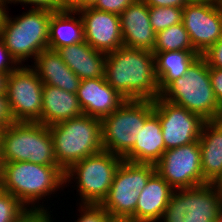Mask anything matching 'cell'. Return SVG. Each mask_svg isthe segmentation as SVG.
<instances>
[{
  "instance_id": "obj_24",
  "label": "cell",
  "mask_w": 222,
  "mask_h": 222,
  "mask_svg": "<svg viewBox=\"0 0 222 222\" xmlns=\"http://www.w3.org/2000/svg\"><path fill=\"white\" fill-rule=\"evenodd\" d=\"M83 41H85L84 26L79 12L66 8L52 11L49 24L48 48L57 50Z\"/></svg>"
},
{
  "instance_id": "obj_15",
  "label": "cell",
  "mask_w": 222,
  "mask_h": 222,
  "mask_svg": "<svg viewBox=\"0 0 222 222\" xmlns=\"http://www.w3.org/2000/svg\"><path fill=\"white\" fill-rule=\"evenodd\" d=\"M78 12L83 21L85 41L93 49L110 53L123 47L119 15L94 8Z\"/></svg>"
},
{
  "instance_id": "obj_4",
  "label": "cell",
  "mask_w": 222,
  "mask_h": 222,
  "mask_svg": "<svg viewBox=\"0 0 222 222\" xmlns=\"http://www.w3.org/2000/svg\"><path fill=\"white\" fill-rule=\"evenodd\" d=\"M161 97L199 115L205 121L221 119L219 103L211 85L209 66L202 56L192 63L182 77L173 81L161 93Z\"/></svg>"
},
{
  "instance_id": "obj_13",
  "label": "cell",
  "mask_w": 222,
  "mask_h": 222,
  "mask_svg": "<svg viewBox=\"0 0 222 222\" xmlns=\"http://www.w3.org/2000/svg\"><path fill=\"white\" fill-rule=\"evenodd\" d=\"M182 23L200 56L222 38V11L217 0H191L183 7Z\"/></svg>"
},
{
  "instance_id": "obj_27",
  "label": "cell",
  "mask_w": 222,
  "mask_h": 222,
  "mask_svg": "<svg viewBox=\"0 0 222 222\" xmlns=\"http://www.w3.org/2000/svg\"><path fill=\"white\" fill-rule=\"evenodd\" d=\"M183 8L149 7V19L155 33L182 22Z\"/></svg>"
},
{
  "instance_id": "obj_1",
  "label": "cell",
  "mask_w": 222,
  "mask_h": 222,
  "mask_svg": "<svg viewBox=\"0 0 222 222\" xmlns=\"http://www.w3.org/2000/svg\"><path fill=\"white\" fill-rule=\"evenodd\" d=\"M104 77L126 100H155L161 96L151 51L120 47L106 53Z\"/></svg>"
},
{
  "instance_id": "obj_43",
  "label": "cell",
  "mask_w": 222,
  "mask_h": 222,
  "mask_svg": "<svg viewBox=\"0 0 222 222\" xmlns=\"http://www.w3.org/2000/svg\"><path fill=\"white\" fill-rule=\"evenodd\" d=\"M2 175L1 146H0V178Z\"/></svg>"
},
{
  "instance_id": "obj_17",
  "label": "cell",
  "mask_w": 222,
  "mask_h": 222,
  "mask_svg": "<svg viewBox=\"0 0 222 222\" xmlns=\"http://www.w3.org/2000/svg\"><path fill=\"white\" fill-rule=\"evenodd\" d=\"M123 47L153 51L156 33L149 19V6L142 0L129 5L120 15Z\"/></svg>"
},
{
  "instance_id": "obj_11",
  "label": "cell",
  "mask_w": 222,
  "mask_h": 222,
  "mask_svg": "<svg viewBox=\"0 0 222 222\" xmlns=\"http://www.w3.org/2000/svg\"><path fill=\"white\" fill-rule=\"evenodd\" d=\"M43 85L30 65H19L8 75L6 94L14 122H41Z\"/></svg>"
},
{
  "instance_id": "obj_40",
  "label": "cell",
  "mask_w": 222,
  "mask_h": 222,
  "mask_svg": "<svg viewBox=\"0 0 222 222\" xmlns=\"http://www.w3.org/2000/svg\"><path fill=\"white\" fill-rule=\"evenodd\" d=\"M8 75L0 72V93H6Z\"/></svg>"
},
{
  "instance_id": "obj_7",
  "label": "cell",
  "mask_w": 222,
  "mask_h": 222,
  "mask_svg": "<svg viewBox=\"0 0 222 222\" xmlns=\"http://www.w3.org/2000/svg\"><path fill=\"white\" fill-rule=\"evenodd\" d=\"M153 112V100H126L101 120L103 150L124 158L139 140L140 130Z\"/></svg>"
},
{
  "instance_id": "obj_39",
  "label": "cell",
  "mask_w": 222,
  "mask_h": 222,
  "mask_svg": "<svg viewBox=\"0 0 222 222\" xmlns=\"http://www.w3.org/2000/svg\"><path fill=\"white\" fill-rule=\"evenodd\" d=\"M7 5V1L6 0H0V28L2 26V23L4 22L6 13L8 10V5Z\"/></svg>"
},
{
  "instance_id": "obj_42",
  "label": "cell",
  "mask_w": 222,
  "mask_h": 222,
  "mask_svg": "<svg viewBox=\"0 0 222 222\" xmlns=\"http://www.w3.org/2000/svg\"><path fill=\"white\" fill-rule=\"evenodd\" d=\"M214 222H222V205H221V208H220L219 215H218V217L216 218V220Z\"/></svg>"
},
{
  "instance_id": "obj_19",
  "label": "cell",
  "mask_w": 222,
  "mask_h": 222,
  "mask_svg": "<svg viewBox=\"0 0 222 222\" xmlns=\"http://www.w3.org/2000/svg\"><path fill=\"white\" fill-rule=\"evenodd\" d=\"M174 189L155 172L139 192L135 222H159Z\"/></svg>"
},
{
  "instance_id": "obj_14",
  "label": "cell",
  "mask_w": 222,
  "mask_h": 222,
  "mask_svg": "<svg viewBox=\"0 0 222 222\" xmlns=\"http://www.w3.org/2000/svg\"><path fill=\"white\" fill-rule=\"evenodd\" d=\"M154 113L159 117L166 150L199 140L205 122L186 108L164 100H153Z\"/></svg>"
},
{
  "instance_id": "obj_33",
  "label": "cell",
  "mask_w": 222,
  "mask_h": 222,
  "mask_svg": "<svg viewBox=\"0 0 222 222\" xmlns=\"http://www.w3.org/2000/svg\"><path fill=\"white\" fill-rule=\"evenodd\" d=\"M201 56L207 61L209 68L222 69V38H220Z\"/></svg>"
},
{
  "instance_id": "obj_8",
  "label": "cell",
  "mask_w": 222,
  "mask_h": 222,
  "mask_svg": "<svg viewBox=\"0 0 222 222\" xmlns=\"http://www.w3.org/2000/svg\"><path fill=\"white\" fill-rule=\"evenodd\" d=\"M122 161L123 158L106 150L85 157L65 171V185L76 181L80 204H101Z\"/></svg>"
},
{
  "instance_id": "obj_9",
  "label": "cell",
  "mask_w": 222,
  "mask_h": 222,
  "mask_svg": "<svg viewBox=\"0 0 222 222\" xmlns=\"http://www.w3.org/2000/svg\"><path fill=\"white\" fill-rule=\"evenodd\" d=\"M155 172L154 164L123 160L115 173L107 197L100 205L112 219H130L135 222L139 192Z\"/></svg>"
},
{
  "instance_id": "obj_41",
  "label": "cell",
  "mask_w": 222,
  "mask_h": 222,
  "mask_svg": "<svg viewBox=\"0 0 222 222\" xmlns=\"http://www.w3.org/2000/svg\"><path fill=\"white\" fill-rule=\"evenodd\" d=\"M213 184H215L219 189L222 190V173L220 177Z\"/></svg>"
},
{
  "instance_id": "obj_5",
  "label": "cell",
  "mask_w": 222,
  "mask_h": 222,
  "mask_svg": "<svg viewBox=\"0 0 222 222\" xmlns=\"http://www.w3.org/2000/svg\"><path fill=\"white\" fill-rule=\"evenodd\" d=\"M1 161H28L59 166L49 127L38 122H14L0 131Z\"/></svg>"
},
{
  "instance_id": "obj_23",
  "label": "cell",
  "mask_w": 222,
  "mask_h": 222,
  "mask_svg": "<svg viewBox=\"0 0 222 222\" xmlns=\"http://www.w3.org/2000/svg\"><path fill=\"white\" fill-rule=\"evenodd\" d=\"M165 150L159 117L153 112L140 130L139 140H136L133 148L123 160L155 165Z\"/></svg>"
},
{
  "instance_id": "obj_16",
  "label": "cell",
  "mask_w": 222,
  "mask_h": 222,
  "mask_svg": "<svg viewBox=\"0 0 222 222\" xmlns=\"http://www.w3.org/2000/svg\"><path fill=\"white\" fill-rule=\"evenodd\" d=\"M76 95L83 113L100 120L126 101L106 82L104 76L81 80Z\"/></svg>"
},
{
  "instance_id": "obj_12",
  "label": "cell",
  "mask_w": 222,
  "mask_h": 222,
  "mask_svg": "<svg viewBox=\"0 0 222 222\" xmlns=\"http://www.w3.org/2000/svg\"><path fill=\"white\" fill-rule=\"evenodd\" d=\"M155 170L174 190L208 184L203 179L199 140L165 150Z\"/></svg>"
},
{
  "instance_id": "obj_34",
  "label": "cell",
  "mask_w": 222,
  "mask_h": 222,
  "mask_svg": "<svg viewBox=\"0 0 222 222\" xmlns=\"http://www.w3.org/2000/svg\"><path fill=\"white\" fill-rule=\"evenodd\" d=\"M18 66L19 64L10 55L2 38L0 37V72L5 73V74H10Z\"/></svg>"
},
{
  "instance_id": "obj_21",
  "label": "cell",
  "mask_w": 222,
  "mask_h": 222,
  "mask_svg": "<svg viewBox=\"0 0 222 222\" xmlns=\"http://www.w3.org/2000/svg\"><path fill=\"white\" fill-rule=\"evenodd\" d=\"M199 146L203 179L213 184L222 173V119L204 122Z\"/></svg>"
},
{
  "instance_id": "obj_37",
  "label": "cell",
  "mask_w": 222,
  "mask_h": 222,
  "mask_svg": "<svg viewBox=\"0 0 222 222\" xmlns=\"http://www.w3.org/2000/svg\"><path fill=\"white\" fill-rule=\"evenodd\" d=\"M149 7H179L183 8L191 0H142Z\"/></svg>"
},
{
  "instance_id": "obj_30",
  "label": "cell",
  "mask_w": 222,
  "mask_h": 222,
  "mask_svg": "<svg viewBox=\"0 0 222 222\" xmlns=\"http://www.w3.org/2000/svg\"><path fill=\"white\" fill-rule=\"evenodd\" d=\"M51 212L45 207H25L12 222H53Z\"/></svg>"
},
{
  "instance_id": "obj_29",
  "label": "cell",
  "mask_w": 222,
  "mask_h": 222,
  "mask_svg": "<svg viewBox=\"0 0 222 222\" xmlns=\"http://www.w3.org/2000/svg\"><path fill=\"white\" fill-rule=\"evenodd\" d=\"M80 217L74 222H110V214L100 204H80Z\"/></svg>"
},
{
  "instance_id": "obj_22",
  "label": "cell",
  "mask_w": 222,
  "mask_h": 222,
  "mask_svg": "<svg viewBox=\"0 0 222 222\" xmlns=\"http://www.w3.org/2000/svg\"><path fill=\"white\" fill-rule=\"evenodd\" d=\"M84 114L76 94L43 85L41 124L47 127Z\"/></svg>"
},
{
  "instance_id": "obj_44",
  "label": "cell",
  "mask_w": 222,
  "mask_h": 222,
  "mask_svg": "<svg viewBox=\"0 0 222 222\" xmlns=\"http://www.w3.org/2000/svg\"><path fill=\"white\" fill-rule=\"evenodd\" d=\"M110 222H124V219H112Z\"/></svg>"
},
{
  "instance_id": "obj_38",
  "label": "cell",
  "mask_w": 222,
  "mask_h": 222,
  "mask_svg": "<svg viewBox=\"0 0 222 222\" xmlns=\"http://www.w3.org/2000/svg\"><path fill=\"white\" fill-rule=\"evenodd\" d=\"M98 0H66V9L81 11L86 8H93Z\"/></svg>"
},
{
  "instance_id": "obj_26",
  "label": "cell",
  "mask_w": 222,
  "mask_h": 222,
  "mask_svg": "<svg viewBox=\"0 0 222 222\" xmlns=\"http://www.w3.org/2000/svg\"><path fill=\"white\" fill-rule=\"evenodd\" d=\"M176 50H194L188 32L182 22L157 32L152 52Z\"/></svg>"
},
{
  "instance_id": "obj_28",
  "label": "cell",
  "mask_w": 222,
  "mask_h": 222,
  "mask_svg": "<svg viewBox=\"0 0 222 222\" xmlns=\"http://www.w3.org/2000/svg\"><path fill=\"white\" fill-rule=\"evenodd\" d=\"M25 208L13 195L0 190V222H12Z\"/></svg>"
},
{
  "instance_id": "obj_18",
  "label": "cell",
  "mask_w": 222,
  "mask_h": 222,
  "mask_svg": "<svg viewBox=\"0 0 222 222\" xmlns=\"http://www.w3.org/2000/svg\"><path fill=\"white\" fill-rule=\"evenodd\" d=\"M31 67L44 85L77 93L81 79L65 64L56 50L44 49L36 56Z\"/></svg>"
},
{
  "instance_id": "obj_31",
  "label": "cell",
  "mask_w": 222,
  "mask_h": 222,
  "mask_svg": "<svg viewBox=\"0 0 222 222\" xmlns=\"http://www.w3.org/2000/svg\"><path fill=\"white\" fill-rule=\"evenodd\" d=\"M7 4L11 3H21L29 4L30 8L34 9H47L51 11H59L66 8V0H6ZM33 5V6H32Z\"/></svg>"
},
{
  "instance_id": "obj_3",
  "label": "cell",
  "mask_w": 222,
  "mask_h": 222,
  "mask_svg": "<svg viewBox=\"0 0 222 222\" xmlns=\"http://www.w3.org/2000/svg\"><path fill=\"white\" fill-rule=\"evenodd\" d=\"M56 162L65 172L73 164L103 150L101 120L82 114L49 126Z\"/></svg>"
},
{
  "instance_id": "obj_35",
  "label": "cell",
  "mask_w": 222,
  "mask_h": 222,
  "mask_svg": "<svg viewBox=\"0 0 222 222\" xmlns=\"http://www.w3.org/2000/svg\"><path fill=\"white\" fill-rule=\"evenodd\" d=\"M211 85L216 100L219 103L221 119H222V69L209 68Z\"/></svg>"
},
{
  "instance_id": "obj_6",
  "label": "cell",
  "mask_w": 222,
  "mask_h": 222,
  "mask_svg": "<svg viewBox=\"0 0 222 222\" xmlns=\"http://www.w3.org/2000/svg\"><path fill=\"white\" fill-rule=\"evenodd\" d=\"M8 13L0 28V37L10 55L19 65H23L29 57L35 60L39 53L48 48L52 11L31 8L15 18Z\"/></svg>"
},
{
  "instance_id": "obj_20",
  "label": "cell",
  "mask_w": 222,
  "mask_h": 222,
  "mask_svg": "<svg viewBox=\"0 0 222 222\" xmlns=\"http://www.w3.org/2000/svg\"><path fill=\"white\" fill-rule=\"evenodd\" d=\"M56 51L81 80L104 76L106 53L93 49L86 41L61 47Z\"/></svg>"
},
{
  "instance_id": "obj_45",
  "label": "cell",
  "mask_w": 222,
  "mask_h": 222,
  "mask_svg": "<svg viewBox=\"0 0 222 222\" xmlns=\"http://www.w3.org/2000/svg\"><path fill=\"white\" fill-rule=\"evenodd\" d=\"M217 2H218V5H219V7H220V9L222 11V0H217Z\"/></svg>"
},
{
  "instance_id": "obj_46",
  "label": "cell",
  "mask_w": 222,
  "mask_h": 222,
  "mask_svg": "<svg viewBox=\"0 0 222 222\" xmlns=\"http://www.w3.org/2000/svg\"><path fill=\"white\" fill-rule=\"evenodd\" d=\"M124 222H133V221L130 219H124Z\"/></svg>"
},
{
  "instance_id": "obj_32",
  "label": "cell",
  "mask_w": 222,
  "mask_h": 222,
  "mask_svg": "<svg viewBox=\"0 0 222 222\" xmlns=\"http://www.w3.org/2000/svg\"><path fill=\"white\" fill-rule=\"evenodd\" d=\"M136 1L137 0H98L93 8L120 15L129 5Z\"/></svg>"
},
{
  "instance_id": "obj_36",
  "label": "cell",
  "mask_w": 222,
  "mask_h": 222,
  "mask_svg": "<svg viewBox=\"0 0 222 222\" xmlns=\"http://www.w3.org/2000/svg\"><path fill=\"white\" fill-rule=\"evenodd\" d=\"M14 123L10 104L6 93H0V131Z\"/></svg>"
},
{
  "instance_id": "obj_10",
  "label": "cell",
  "mask_w": 222,
  "mask_h": 222,
  "mask_svg": "<svg viewBox=\"0 0 222 222\" xmlns=\"http://www.w3.org/2000/svg\"><path fill=\"white\" fill-rule=\"evenodd\" d=\"M222 205V190L215 184L176 189L161 222H214Z\"/></svg>"
},
{
  "instance_id": "obj_2",
  "label": "cell",
  "mask_w": 222,
  "mask_h": 222,
  "mask_svg": "<svg viewBox=\"0 0 222 222\" xmlns=\"http://www.w3.org/2000/svg\"><path fill=\"white\" fill-rule=\"evenodd\" d=\"M64 174L59 166H46L28 161L4 162L1 190L13 195L25 207H44V202L41 205L40 200L65 187Z\"/></svg>"
},
{
  "instance_id": "obj_25",
  "label": "cell",
  "mask_w": 222,
  "mask_h": 222,
  "mask_svg": "<svg viewBox=\"0 0 222 222\" xmlns=\"http://www.w3.org/2000/svg\"><path fill=\"white\" fill-rule=\"evenodd\" d=\"M155 58V75L160 94L176 79L182 77L200 56L195 50L152 52Z\"/></svg>"
}]
</instances>
